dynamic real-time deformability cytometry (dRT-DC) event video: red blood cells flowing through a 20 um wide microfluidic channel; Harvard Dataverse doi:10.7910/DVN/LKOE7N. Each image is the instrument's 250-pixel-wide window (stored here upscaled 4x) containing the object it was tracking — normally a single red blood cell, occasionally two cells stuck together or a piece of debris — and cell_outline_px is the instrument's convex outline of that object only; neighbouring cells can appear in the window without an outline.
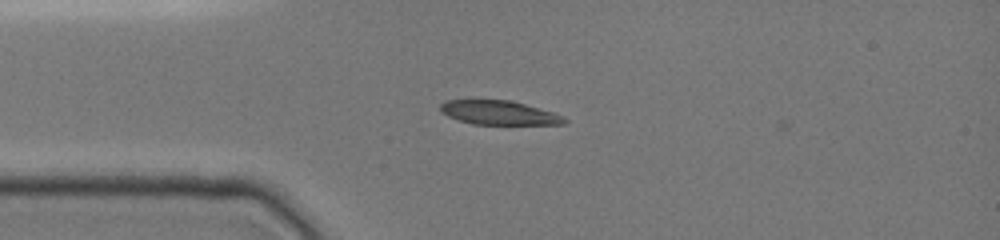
{"species": "common noctule bat (a hibernating species)", "species_latin": "Nyctalus noctula", "temperature_condition": "cold", "stored_images_in_passage": 4, "camera_frame_rate_fps": 3000, "um_per_image_px": 0.085, "animal": {"sex": "female", "body_mass_g": 19.0, "forearm_length_mm": 51.5}, "frame": {"image": 1, "passage_image": 2, "time_ms": 0.333, "image_size_px": [1000, 240], "cell_outline_px": [[568, 120], [564, 124], [472, 124], [448, 116], [440, 112], [440, 104], [444, 100], [472, 96], [512, 100], [552, 112], [564, 116]], "centroid_in_image_um": [42.29, 9.51], "position_along_channel_um": 42.7, "area_um2": 18.32}}